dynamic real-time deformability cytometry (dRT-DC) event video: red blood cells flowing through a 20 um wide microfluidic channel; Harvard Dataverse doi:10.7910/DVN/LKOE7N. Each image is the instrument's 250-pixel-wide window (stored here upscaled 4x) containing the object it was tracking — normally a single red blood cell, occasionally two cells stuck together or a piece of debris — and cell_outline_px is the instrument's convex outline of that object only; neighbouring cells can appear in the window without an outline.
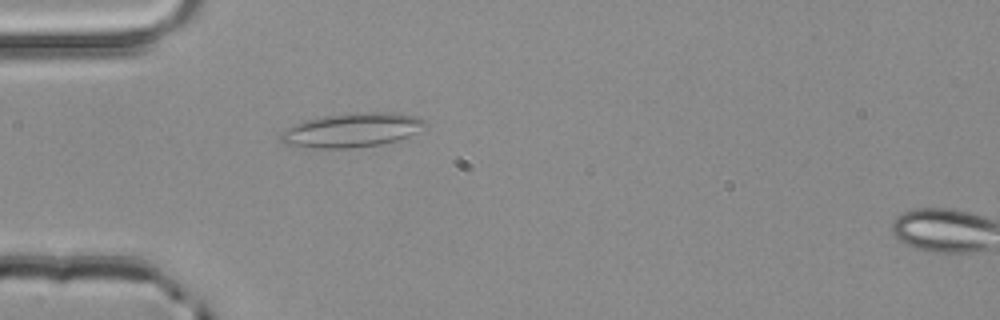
{"species": "common noctule bat (a hibernating species)", "species_latin": "Nyctalus noctula", "temperature_condition": "room temperature", "stored_images_in_passage": 2, "segment_of_instrument_passage": [1, 2], "camera_frame_rate_fps": 3000, "um_per_image_px": 0.085, "animal": {"sex": "male", "body_mass_g": 20.4}, "frame": {"image": 1, "passage_image": 1, "time_ms": 0.0, "image_size_px": [1000, 320], "cell_outline_px": [[428, 128], [408, 136], [396, 140], [380, 144], [348, 148], [296, 148], [284, 144], [280, 140], [280, 132], [304, 120], [328, 116], [356, 112], [396, 112], [420, 116], [428, 120]], "centroid_in_image_um": [29.97, 11.05], "position_along_channel_um": 55.0, "area_um2": 29.25}}